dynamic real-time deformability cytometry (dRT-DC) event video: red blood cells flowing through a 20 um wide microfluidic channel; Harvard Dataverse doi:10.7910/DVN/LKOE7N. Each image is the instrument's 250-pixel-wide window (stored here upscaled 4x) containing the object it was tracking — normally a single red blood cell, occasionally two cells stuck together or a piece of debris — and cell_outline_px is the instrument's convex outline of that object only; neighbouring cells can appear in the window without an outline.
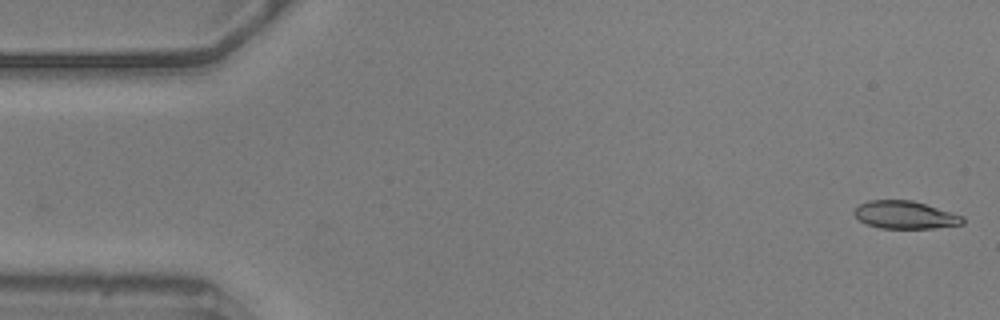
{"species": "common noctule bat (a hibernating species)", "species_latin": "Nyctalus noctula", "temperature_condition": "warm", "stored_images_in_passage": 55, "camera_frame_rate_fps": 3000, "um_per_image_px": 0.085, "animal": {"sex": "male", "body_mass_g": 20.5, "forearm_length_mm": 52.5}, "frame": {"image": 1, "passage_image": 1, "time_ms": 0.0, "image_size_px": [1000, 320], "cell_outline_px": [[964, 224], [936, 228], [880, 228], [868, 224], [860, 220], [852, 212], [860, 204], [868, 200], [912, 200], [964, 216]], "centroid_in_image_um": [76.95, 18.27], "position_along_channel_um": 8.1, "area_um2": 17.46}}
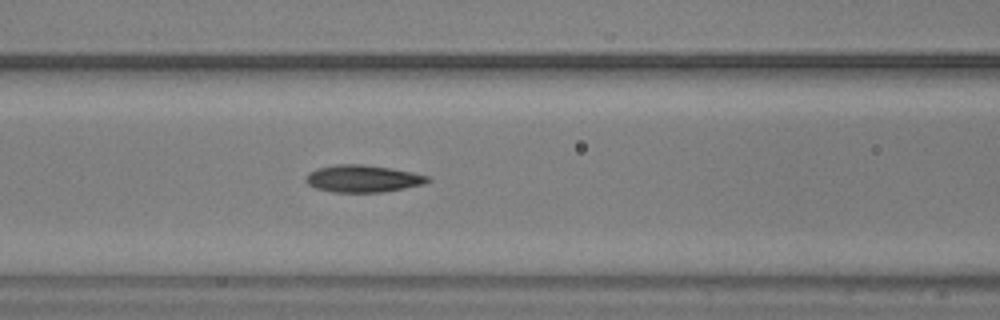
{"frame": {"image": 2, "passage_image": 22, "time_ms": 7.0, "image_size_px": [1000, 320], "cell_outline_px": [[432, 180], [424, 184], [404, 188], [380, 192], [332, 192], [316, 188], [308, 184], [304, 180], [308, 172], [316, 168], [336, 164], [364, 164], [392, 168], [412, 172], [428, 176]], "centroid_in_image_um": [30.82, 15.17], "position_along_channel_um": 135.8, "area_um2": 19.42}}
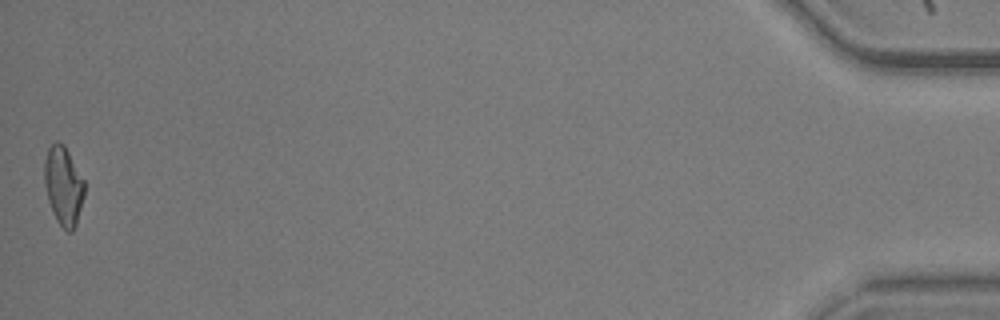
{"frame": {"image": 3, "passage_image": 55, "time_ms": 18.0, "image_size_px": [1000, 320], "cell_outline_px": [[84, 196], [76, 224], [72, 232], [68, 232], [56, 220], [52, 212], [48, 200], [44, 184], [44, 160], [48, 148], [56, 140], [64, 144], [84, 180]], "centroid_in_image_um": [5.38, 15.78], "position_along_channel_um": 429.8, "area_um2": 18.38}, "authors_computed_cell_mechanics": {"area_um2": 18.4382, "velocity_mm_per_s": 3.5967, "shape_relaxation_time_tau1_ms": 7.8267, "shape_relaxation_time_tau2_ms": 1.8016, "deformation_change_tau1": 0.2247, "deformation_change_tau2": 0.0924}}